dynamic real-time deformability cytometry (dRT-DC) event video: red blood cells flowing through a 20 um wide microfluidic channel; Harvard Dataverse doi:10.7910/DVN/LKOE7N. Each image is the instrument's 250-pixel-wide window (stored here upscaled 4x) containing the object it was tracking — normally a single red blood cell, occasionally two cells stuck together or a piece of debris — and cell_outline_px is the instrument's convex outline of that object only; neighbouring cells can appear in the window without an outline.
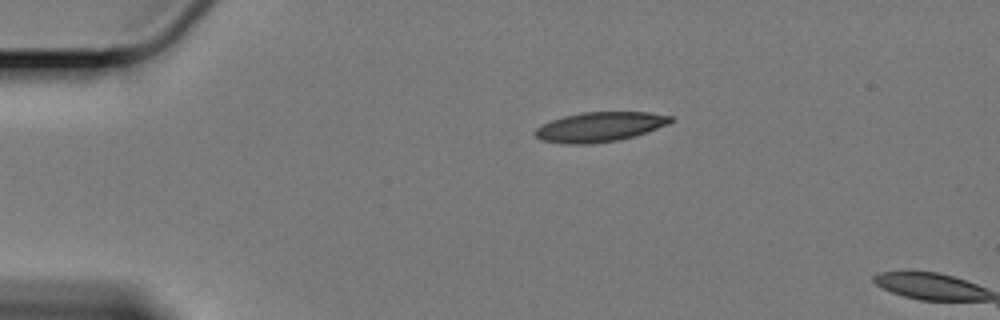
{"species": "Egyptian fruit bat (a non-hibernating species)", "species_latin": "Rousettus aegyptiacus", "temperature_condition": "cold", "stored_images_in_passage": 48, "camera_frame_rate_fps": 3000, "um_per_image_px": 0.085, "animal": {"sex": "female"}, "frame": {"image": 1, "passage_image": 1, "time_ms": 0.0, "image_size_px": [1000, 320], "cell_outline_px": [[676, 120], [668, 124], [636, 136], [616, 140], [588, 144], [568, 144], [544, 140], [536, 136], [532, 132], [536, 128], [552, 120], [564, 116], [584, 112], [648, 112], [676, 116]], "centroid_in_image_um": [51.05, 10.77], "position_along_channel_um": 34.0, "area_um2": 23.41}}
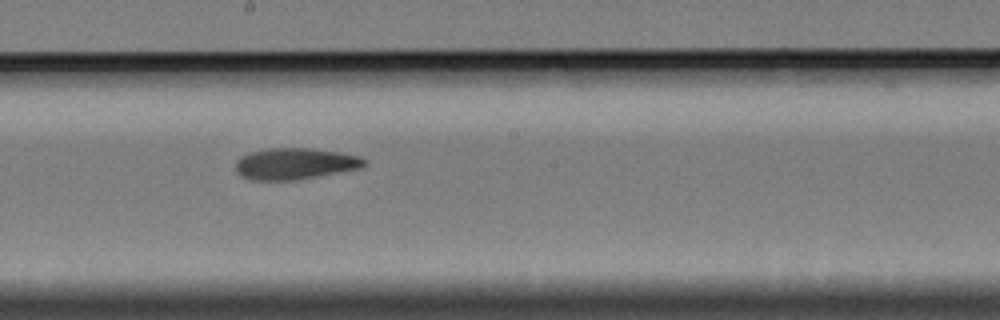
{"frame": {"image": 2, "passage_image": 22, "time_ms": 7.0, "image_size_px": [1000, 320], "cell_outline_px": [[368, 160], [360, 168], [296, 180], [252, 180], [240, 176], [236, 172], [236, 160], [240, 156], [252, 152], [268, 148], [312, 148], [340, 152], [360, 156]], "centroid_in_image_um": [25.06, 13.91], "position_along_channel_um": 223.1, "area_um2": 23.58}}
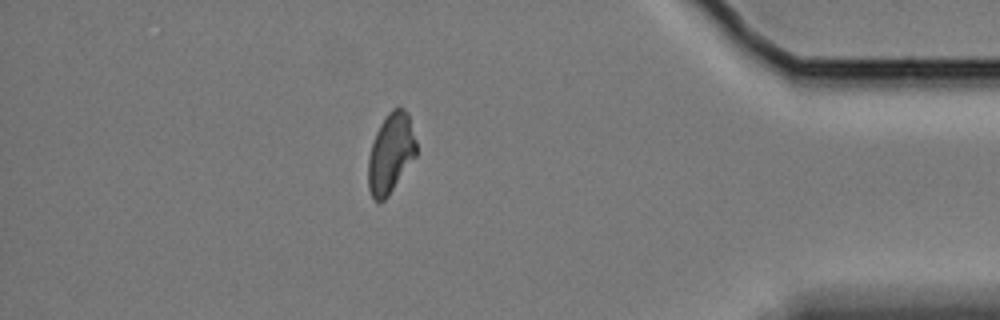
{"frame": {"image": 3, "passage_image": 41, "time_ms": 13.333, "image_size_px": [1000, 320], "cell_outline_px": [[416, 156], [388, 196], [384, 200], [376, 200], [372, 196], [368, 188], [368, 160], [372, 144], [376, 132], [380, 124], [388, 112], [392, 108], [404, 108], [408, 112], [416, 140]], "centroid_in_image_um": [33.22, 13.0], "position_along_channel_um": 402.0, "area_um2": 22.25}}